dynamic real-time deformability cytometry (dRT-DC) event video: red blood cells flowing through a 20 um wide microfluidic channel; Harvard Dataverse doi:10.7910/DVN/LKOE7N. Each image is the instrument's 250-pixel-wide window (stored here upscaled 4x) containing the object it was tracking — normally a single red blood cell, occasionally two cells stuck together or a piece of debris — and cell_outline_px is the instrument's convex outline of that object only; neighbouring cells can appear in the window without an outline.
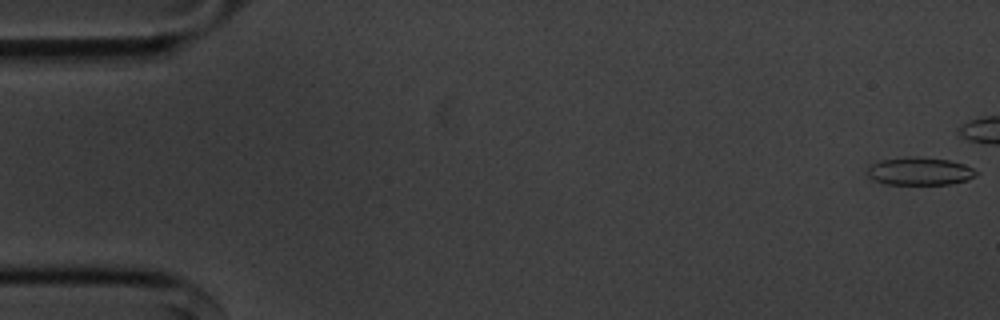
{"species": "common noctule bat (a hibernating species)", "species_latin": "Nyctalus noctula", "temperature_condition": "cold", "stored_images_in_passage": 44, "camera_frame_rate_fps": 3000, "um_per_image_px": 0.085, "animal": {"sex": "male", "body_mass_g": 20.1, "forearm_length_mm": 53.5}, "frame": {"image": 1, "passage_image": 1, "time_ms": 0.0, "image_size_px": [1000, 320], "cell_outline_px": [[980, 172], [976, 176], [968, 180], [952, 184], [884, 184], [868, 176], [864, 172], [872, 164], [880, 160], [912, 156], [916, 156], [952, 160], [964, 164]], "centroid_in_image_um": [78.2, 14.55], "position_along_channel_um": 6.8, "area_um2": 17.92}}
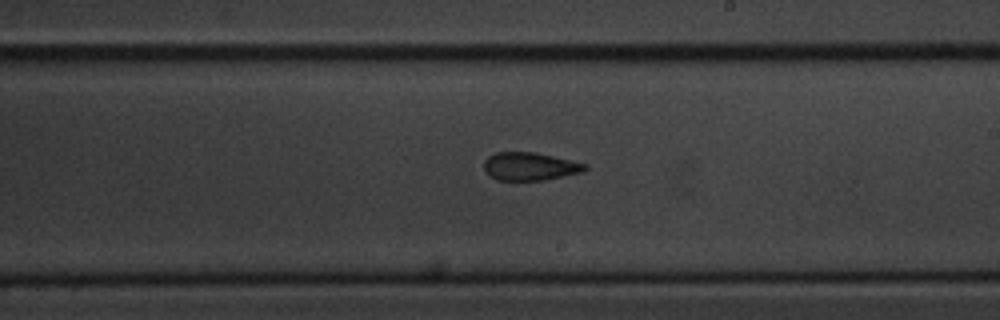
{"frame": {"image": 2, "passage_image": 32, "time_ms": 10.333, "image_size_px": [1000, 320], "cell_outline_px": [[588, 168], [584, 172], [544, 180], [496, 180], [488, 176], [484, 168], [484, 160], [488, 156], [496, 152], [536, 152], [588, 164]], "centroid_in_image_um": [45.04, 14.14], "position_along_channel_um": 244.0, "area_um2": 16.7}}
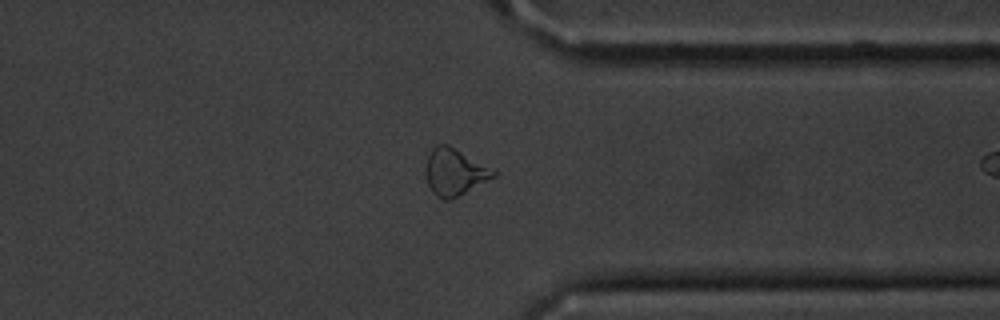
{"frame": {"image": 3, "passage_image": 43, "time_ms": 14.0, "image_size_px": [1000, 320], "cell_outline_px": [[496, 176], [448, 200], [444, 200], [436, 196], [432, 192], [428, 184], [424, 172], [428, 156], [432, 148], [436, 144], [448, 144], [496, 168]], "centroid_in_image_um": [38.65, 14.58], "position_along_channel_um": 372.8, "area_um2": 18.67}}